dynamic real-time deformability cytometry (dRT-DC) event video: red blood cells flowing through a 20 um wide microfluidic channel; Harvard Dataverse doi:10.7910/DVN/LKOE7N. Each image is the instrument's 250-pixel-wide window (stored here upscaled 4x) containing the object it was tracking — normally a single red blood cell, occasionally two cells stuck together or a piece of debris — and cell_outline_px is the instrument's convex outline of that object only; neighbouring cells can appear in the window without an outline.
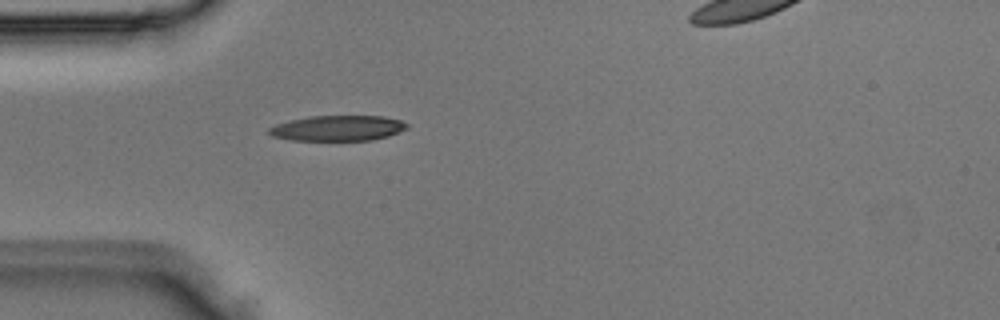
{"species": "Egyptian fruit bat (a non-hibernating species)", "species_latin": "Rousettus aegyptiacus", "temperature_condition": "room temperature", "stored_images_in_passage": 2, "segment_of_instrument_passage": [1, 2], "camera_frame_rate_fps": 3000, "um_per_image_px": 0.085, "animal": {"sex": "male"}, "frame": {"image": 1, "passage_image": 1, "time_ms": 0.0, "image_size_px": [1000, 320], "cell_outline_px": [[408, 128], [388, 136], [372, 140], [292, 140], [272, 136], [268, 132], [268, 128], [276, 124], [308, 116], [384, 116], [400, 120], [408, 124]], "centroid_in_image_um": [28.72, 10.89], "position_along_channel_um": 56.3, "area_um2": 20.35}}